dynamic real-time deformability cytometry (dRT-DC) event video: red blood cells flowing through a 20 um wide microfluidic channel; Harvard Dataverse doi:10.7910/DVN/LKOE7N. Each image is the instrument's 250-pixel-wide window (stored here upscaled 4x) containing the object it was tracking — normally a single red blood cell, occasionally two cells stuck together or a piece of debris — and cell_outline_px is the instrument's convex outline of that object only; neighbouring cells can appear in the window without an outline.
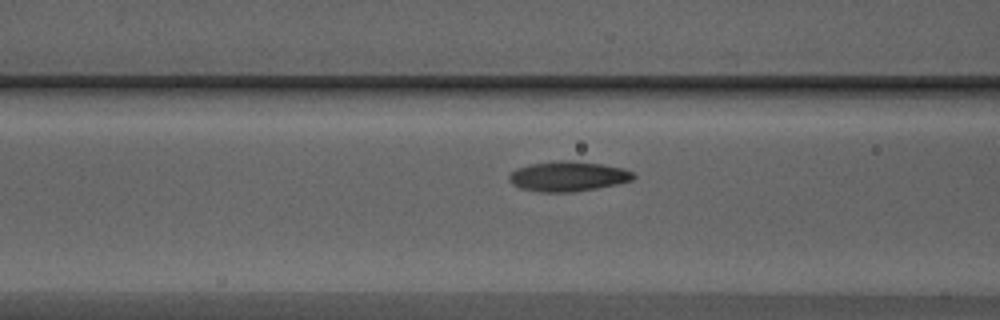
{"species": "Egyptian fruit bat (a non-hibernating species)", "species_latin": "Rousettus aegyptiacus", "temperature_condition": "warm", "stored_images_in_passage": 6, "camera_frame_rate_fps": 3000, "um_per_image_px": 0.085, "animal": {"sex": "male"}, "frame": {"image": 1, "passage_image": 4, "time_ms": 1.0, "image_size_px": [1000, 320], "cell_outline_px": [[636, 176], [632, 180], [616, 184], [596, 188], [572, 192], [540, 192], [520, 188], [512, 184], [508, 180], [508, 176], [516, 168], [532, 164], [556, 160], [572, 160], [604, 164], [624, 168], [632, 172]], "centroid_in_image_um": [48.27, 14.98], "position_along_channel_um": 118.3, "area_um2": 21.85}}